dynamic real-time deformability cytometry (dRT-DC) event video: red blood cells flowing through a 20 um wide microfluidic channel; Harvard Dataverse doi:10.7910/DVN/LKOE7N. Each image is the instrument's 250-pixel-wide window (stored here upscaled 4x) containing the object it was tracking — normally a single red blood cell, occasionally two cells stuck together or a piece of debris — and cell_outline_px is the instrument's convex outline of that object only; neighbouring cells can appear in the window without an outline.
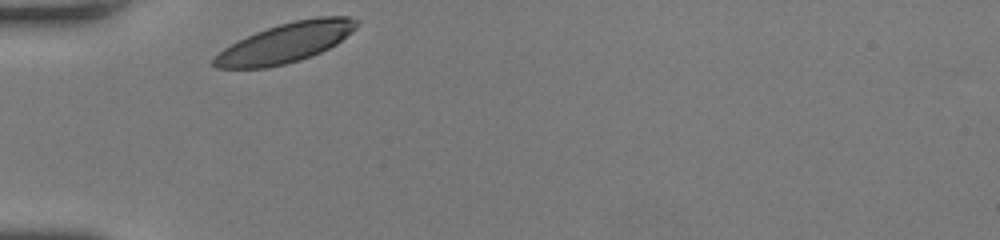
{"species": "human", "species_latin": "Homo sapiens", "temperature_condition": "room temperature", "stored_images_in_passage": 26, "camera_frame_rate_fps": 3000, "um_per_image_px": 0.085, "donor": {"sex": "female"}, "frame": {"image": 1, "passage_image": 1, "time_ms": 0.0, "image_size_px": [1000, 240], "cell_outline_px": [[360, 20], [356, 28], [336, 44], [312, 56], [300, 60], [268, 68], [216, 68], [212, 64], [212, 60], [224, 48], [256, 32], [280, 24], [296, 20], [316, 16], [348, 16]], "centroid_in_image_um": [24.31, 3.63], "position_along_channel_um": 60.7, "area_um2": 32.66}}
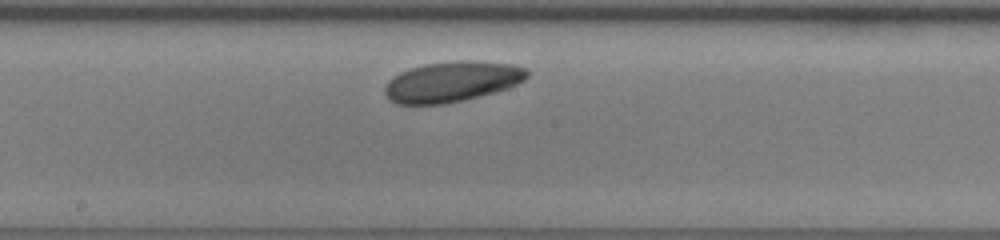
{"frame": {"image": 2, "passage_image": 13, "time_ms": 4.0, "image_size_px": [1000, 240], "cell_outline_px": [[528, 76], [524, 80], [508, 88], [496, 92], [444, 104], [396, 104], [388, 100], [384, 92], [384, 88], [388, 80], [400, 72], [408, 68], [424, 64], [460, 60], [468, 60], [512, 64], [528, 68]], "centroid_in_image_um": [38.4, 6.94], "position_along_channel_um": 209.8, "area_um2": 33.7}}
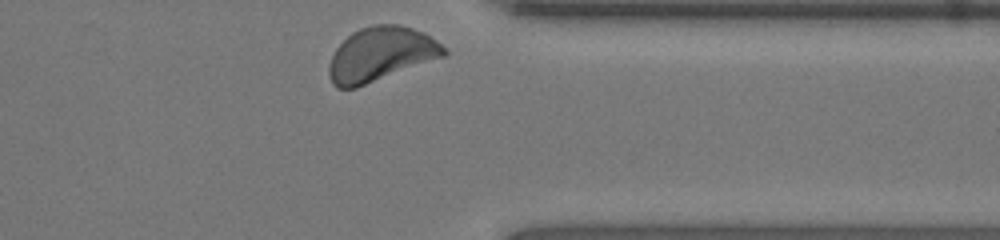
{"frame": {"image": 3, "passage_image": 26, "time_ms": 8.333, "image_size_px": [1000, 240], "cell_outline_px": [[448, 52], [444, 56], [356, 88], [336, 88], [332, 84], [328, 72], [328, 64], [336, 48], [352, 32], [360, 28], [372, 24], [400, 24], [412, 28], [436, 40]], "centroid_in_image_um": [32.32, 4.61], "position_along_channel_um": 379.1, "area_um2": 35.95}, "authors_computed_cell_mechanics": {"area_um2": 33.524, "velocity_mm_per_s": 3.9572, "shape_relaxation_time_tau1_ms": 1.199, "shape_relaxation_time_tau2_ms": null, "deformation_change_tau1": 0.0498, "deformation_change_tau2": null}}